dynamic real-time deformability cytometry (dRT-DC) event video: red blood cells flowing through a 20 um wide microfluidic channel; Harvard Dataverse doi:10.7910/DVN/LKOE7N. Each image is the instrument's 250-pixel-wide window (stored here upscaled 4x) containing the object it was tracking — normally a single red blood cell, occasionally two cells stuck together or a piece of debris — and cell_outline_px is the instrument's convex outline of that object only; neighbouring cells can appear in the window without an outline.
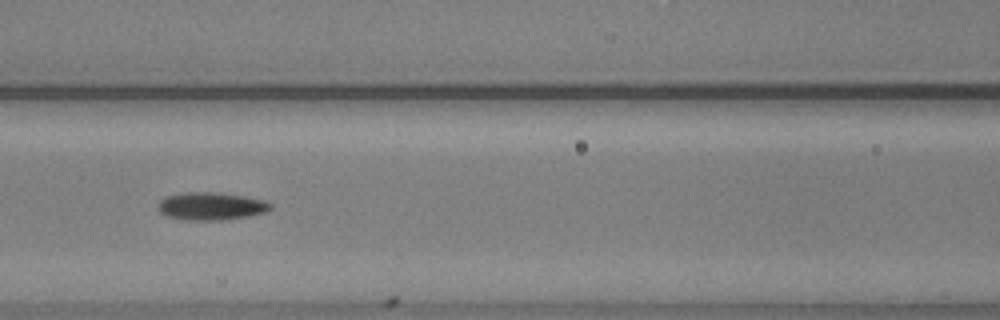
{"species": "common noctule bat (a hibernating species)", "species_latin": "Nyctalus noctula", "temperature_condition": "warm", "stored_images_in_passage": 10, "camera_frame_rate_fps": 3000, "um_per_image_px": 0.085, "animal": {"sex": "male", "body_mass_g": 20.5, "forearm_length_mm": 52.5}, "frame": {"image": 1, "passage_image": 8, "time_ms": 2.333, "image_size_px": [1000, 320], "cell_outline_px": [[272, 208], [268, 212], [248, 216], [220, 220], [184, 220], [164, 216], [156, 208], [160, 200], [164, 196], [188, 192], [216, 192], [244, 196], [264, 200], [272, 204]], "centroid_in_image_um": [17.91, 17.53], "position_along_channel_um": 148.7, "area_um2": 18.44}}